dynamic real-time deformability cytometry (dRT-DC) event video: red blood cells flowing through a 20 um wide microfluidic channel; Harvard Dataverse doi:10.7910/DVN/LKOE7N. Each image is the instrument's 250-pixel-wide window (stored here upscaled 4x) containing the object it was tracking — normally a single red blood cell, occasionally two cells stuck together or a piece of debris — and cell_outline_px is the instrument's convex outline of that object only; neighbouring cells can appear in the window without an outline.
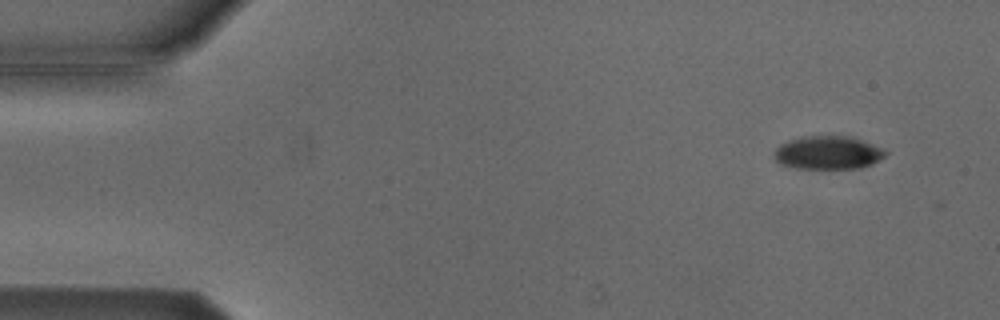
{"species": "Egyptian fruit bat (a non-hibernating species)", "species_latin": "Rousettus aegyptiacus", "temperature_condition": "cold", "stored_images_in_passage": 4, "camera_frame_rate_fps": 3000, "um_per_image_px": 0.085, "animal": {"sex": "male"}, "frame": {"image": 1, "passage_image": 1, "time_ms": 0.0, "image_size_px": [1000, 320], "cell_outline_px": [[888, 152], [884, 156], [872, 164], [860, 168], [796, 168], [780, 164], [772, 156], [776, 148], [780, 144], [788, 140], [804, 136], [848, 136], [884, 148]], "centroid_in_image_um": [70.35, 12.97], "position_along_channel_um": 14.6, "area_um2": 21.56}}